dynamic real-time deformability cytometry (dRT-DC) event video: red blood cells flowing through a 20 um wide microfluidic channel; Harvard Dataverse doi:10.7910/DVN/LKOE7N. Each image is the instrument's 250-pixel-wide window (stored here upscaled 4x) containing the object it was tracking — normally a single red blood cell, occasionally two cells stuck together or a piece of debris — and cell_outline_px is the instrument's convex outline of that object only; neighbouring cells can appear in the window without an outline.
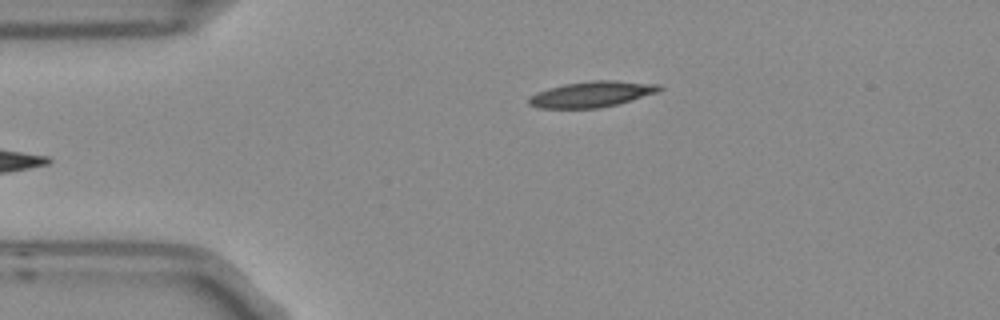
{"species": "Egyptian fruit bat (a non-hibernating species)", "species_latin": "Rousettus aegyptiacus", "temperature_condition": "room temperature", "stored_images_in_passage": 4, "camera_frame_rate_fps": 3000, "um_per_image_px": 0.085, "frame": {"image": 1, "passage_image": 4, "time_ms": 1.0, "image_size_px": [1000, 320], "cell_outline_px": [[664, 88], [660, 92], [616, 104], [596, 108], [540, 108], [528, 104], [528, 96], [536, 92], [548, 88], [564, 84], [592, 80], [616, 80], [660, 84]], "centroid_in_image_um": [50.31, 7.99], "position_along_channel_um": 34.7, "area_um2": 19.77}}